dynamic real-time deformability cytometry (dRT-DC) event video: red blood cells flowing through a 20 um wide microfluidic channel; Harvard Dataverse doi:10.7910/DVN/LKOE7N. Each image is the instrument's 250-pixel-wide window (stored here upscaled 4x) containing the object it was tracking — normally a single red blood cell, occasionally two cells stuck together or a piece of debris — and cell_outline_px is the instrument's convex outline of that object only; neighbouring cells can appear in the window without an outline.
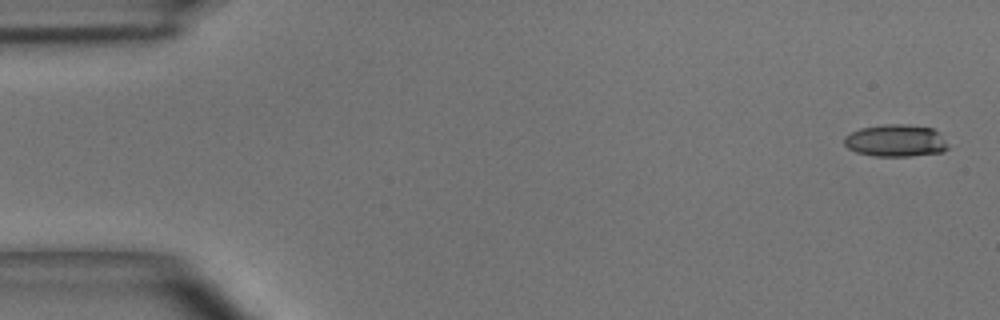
{"species": "common noctule bat (a hibernating species)", "species_latin": "Nyctalus noctula", "temperature_condition": "room temperature", "stored_images_in_passage": 8, "camera_frame_rate_fps": 3000, "um_per_image_px": 0.085, "animal": {"sex": "male", "body_mass_g": 15.6}, "frame": {"image": 1, "passage_image": 1, "time_ms": 0.0, "image_size_px": [1000, 320], "cell_outline_px": [[948, 148], [944, 152], [912, 156], [876, 156], [856, 152], [848, 148], [844, 144], [844, 136], [860, 128], [884, 124], [904, 124], [932, 128], [940, 132], [948, 144]], "centroid_in_image_um": [76.16, 11.95], "position_along_channel_um": 8.8, "area_um2": 19.65}}